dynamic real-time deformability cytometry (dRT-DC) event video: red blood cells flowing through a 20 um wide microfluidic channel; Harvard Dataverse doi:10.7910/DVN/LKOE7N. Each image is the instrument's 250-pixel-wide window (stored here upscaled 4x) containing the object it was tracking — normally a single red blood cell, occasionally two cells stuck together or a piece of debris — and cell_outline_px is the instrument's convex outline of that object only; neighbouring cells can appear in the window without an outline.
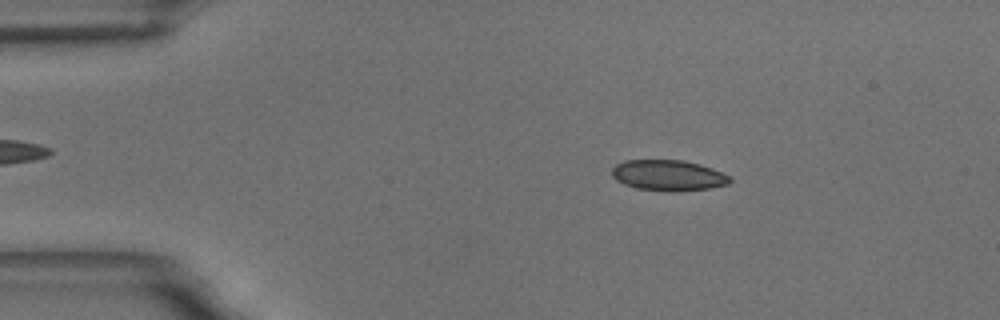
{"species": "common noctule bat (a hibernating species)", "species_latin": "Nyctalus noctula", "temperature_condition": "room temperature", "stored_images_in_passage": 55, "camera_frame_rate_fps": 3000, "um_per_image_px": 0.085, "animal": {"sex": "male", "body_mass_g": 18.8}, "frame": {"image": 1, "passage_image": 9, "time_ms": 2.667, "image_size_px": [1000, 320], "cell_outline_px": [[732, 180], [728, 184], [708, 188], [680, 192], [668, 192], [636, 188], [624, 184], [616, 180], [612, 176], [612, 168], [616, 164], [624, 160], [684, 160], [700, 164], [712, 168], [728, 176]], "centroid_in_image_um": [56.78, 14.91], "position_along_channel_um": 28.2, "area_um2": 21.27}}
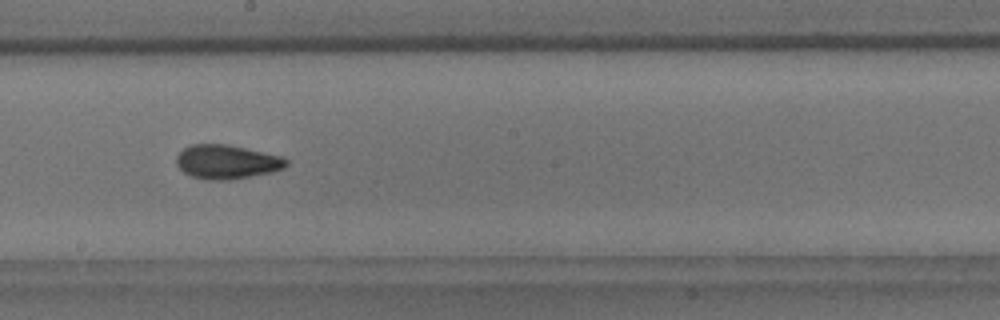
{"frame": {"image": 2, "passage_image": 30, "time_ms": 9.667, "image_size_px": [1000, 320], "cell_outline_px": [[288, 164], [284, 168], [272, 172], [228, 180], [204, 180], [192, 176], [184, 172], [176, 164], [176, 156], [184, 148], [192, 144], [228, 144], [284, 156], [288, 160]], "centroid_in_image_um": [19.3, 13.75], "position_along_channel_um": 228.9, "area_um2": 21.96}}
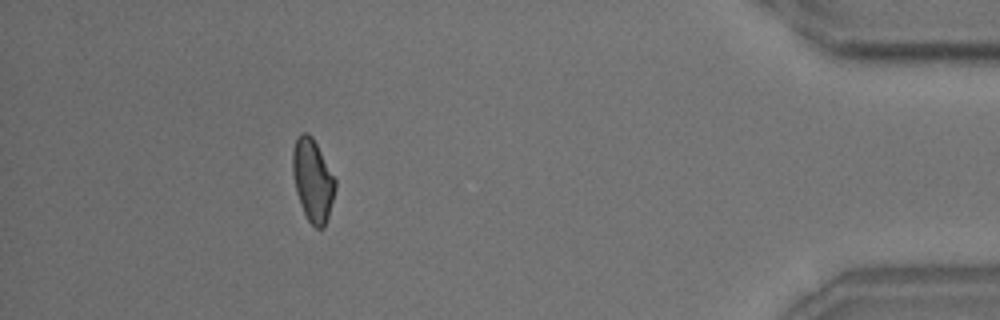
{"frame": {"image": 3, "passage_image": 49, "time_ms": 16.0, "image_size_px": [1000, 320], "cell_outline_px": [[336, 188], [328, 216], [324, 228], [316, 228], [308, 220], [300, 204], [296, 192], [292, 172], [292, 152], [296, 136], [300, 132], [308, 132], [312, 136], [336, 180]], "centroid_in_image_um": [26.56, 15.29], "position_along_channel_um": 408.6, "area_um2": 20.52}, "authors_computed_cell_mechanics": {"area_um2": 20.808, "velocity_mm_per_s": 3.674, "shape_relaxation_time_tau1_ms": 5.0288, "shape_relaxation_time_tau2_ms": 1.969, "deformation_change_tau1": 0.1161, "deformation_change_tau2": 0.0743}}